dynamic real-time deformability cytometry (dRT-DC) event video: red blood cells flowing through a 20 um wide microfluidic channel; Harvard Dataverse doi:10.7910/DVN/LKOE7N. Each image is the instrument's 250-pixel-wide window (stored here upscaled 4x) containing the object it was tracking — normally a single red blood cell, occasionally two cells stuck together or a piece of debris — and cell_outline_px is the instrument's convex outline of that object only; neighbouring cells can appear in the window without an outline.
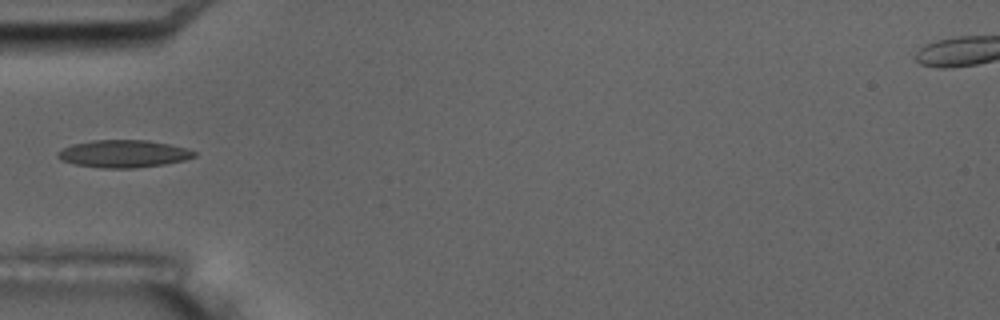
{"species": "common noctule bat (a hibernating species)", "species_latin": "Nyctalus noctula", "temperature_condition": "room temperature", "stored_images_in_passage": 6, "camera_frame_rate_fps": 3000, "um_per_image_px": 0.085, "animal": {"sex": "male", "body_mass_g": 17.5, "forearm_length_mm": 52.3}, "frame": {"image": 1, "passage_image": 6, "time_ms": 5.667, "image_size_px": [1000, 320], "cell_outline_px": [[196, 156], [184, 160], [164, 164], [132, 168], [100, 168], [76, 164], [60, 160], [56, 156], [56, 152], [72, 144], [92, 140], [148, 140], [168, 144], [184, 148], [196, 152]], "centroid_in_image_um": [10.46, 13.07], "position_along_channel_um": 74.5, "area_um2": 21.73}}